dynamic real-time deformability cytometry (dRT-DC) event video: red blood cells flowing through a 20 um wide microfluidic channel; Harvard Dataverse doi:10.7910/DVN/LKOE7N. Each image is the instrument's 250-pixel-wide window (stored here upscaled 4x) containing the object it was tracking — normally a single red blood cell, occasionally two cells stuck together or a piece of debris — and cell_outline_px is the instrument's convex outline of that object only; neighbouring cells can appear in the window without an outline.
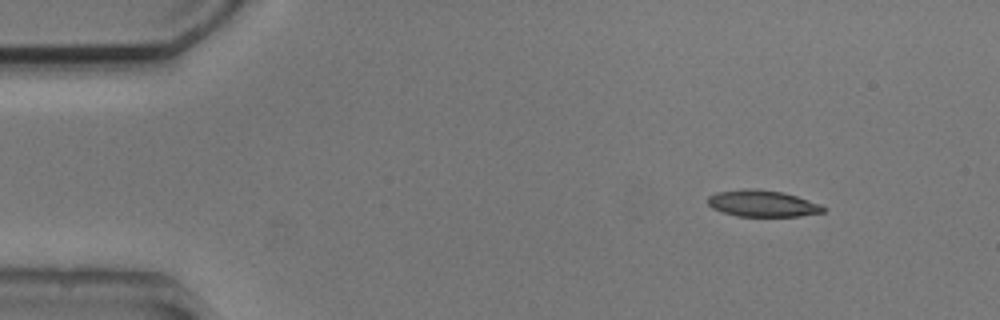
{"species": "common noctule bat (a hibernating species)", "species_latin": "Nyctalus noctula", "temperature_condition": "cold", "stored_images_in_passage": 48, "camera_frame_rate_fps": 3000, "um_per_image_px": 0.085, "animal": {"sex": "male", "body_mass_g": 20.5, "forearm_length_mm": 52.5}, "frame": {"image": 1, "passage_image": 1, "time_ms": 0.0, "image_size_px": [1000, 320], "cell_outline_px": [[828, 208], [824, 212], [800, 216], [736, 216], [712, 208], [708, 204], [708, 196], [716, 192], [744, 188], [756, 188], [784, 192], [820, 204]], "centroid_in_image_um": [64.81, 17.28], "position_along_channel_um": 20.2, "area_um2": 17.98}}
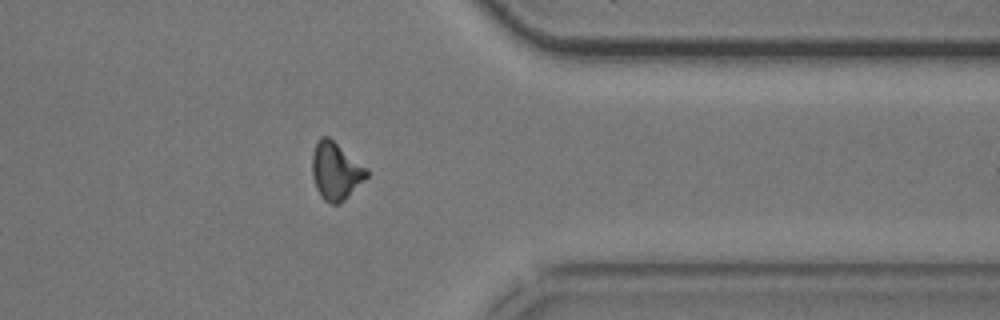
{"frame": {"image": 2, "passage_image": 37, "time_ms": 12.0, "image_size_px": [1000, 320], "cell_outline_px": [[368, 176], [344, 200], [336, 204], [332, 204], [324, 200], [320, 196], [316, 188], [312, 176], [312, 156], [316, 140], [320, 136], [328, 136], [368, 168]], "centroid_in_image_um": [28.52, 14.52], "position_along_channel_um": 382.9, "area_um2": 18.32}}
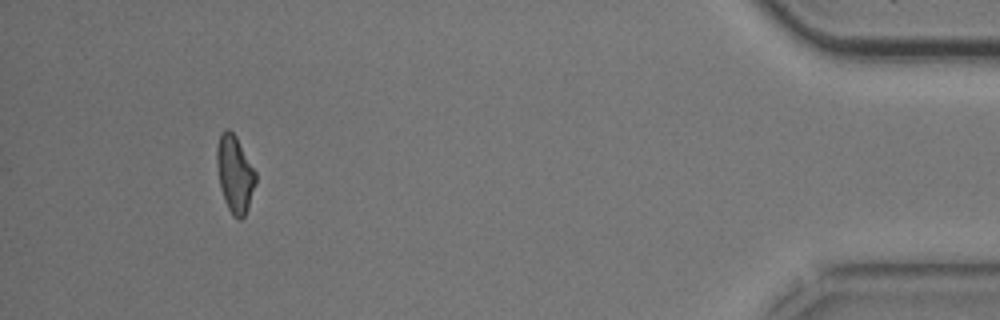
{"frame": {"image": 3, "passage_image": 44, "time_ms": 14.333, "image_size_px": [1000, 320], "cell_outline_px": [[256, 184], [248, 208], [244, 216], [240, 220], [232, 216], [224, 200], [220, 188], [216, 164], [216, 152], [220, 132], [224, 128], [228, 128], [236, 136], [256, 172]], "centroid_in_image_um": [19.95, 14.79], "position_along_channel_um": 415.3, "area_um2": 17.63}, "authors_computed_cell_mechanics": {"area_um2": 18.5249, "velocity_mm_per_s": 3.7935, "shape_relaxation_time_tau1_ms": 10.9476, "shape_relaxation_time_tau2_ms": 7.1039, "deformation_change_tau1": 0.2063, "deformation_change_tau2": 0.172}}